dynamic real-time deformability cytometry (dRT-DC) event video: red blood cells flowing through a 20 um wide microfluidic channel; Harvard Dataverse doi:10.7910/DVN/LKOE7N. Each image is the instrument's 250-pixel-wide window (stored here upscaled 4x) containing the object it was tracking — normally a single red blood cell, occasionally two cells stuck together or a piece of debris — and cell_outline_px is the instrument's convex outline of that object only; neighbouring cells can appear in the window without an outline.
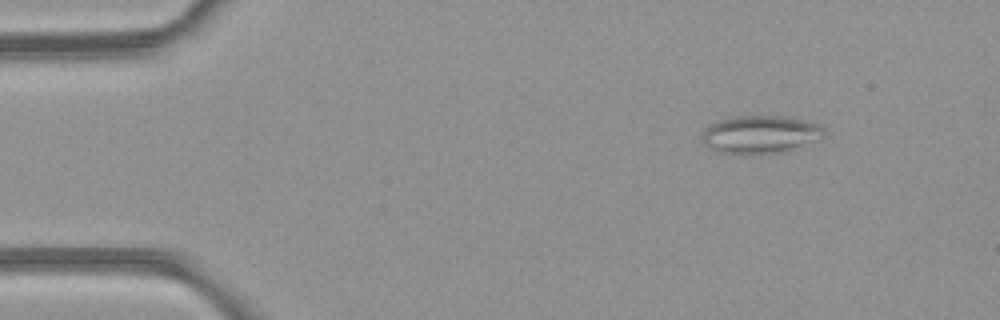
{"species": "common noctule bat (a hibernating species)", "species_latin": "Nyctalus noctula", "temperature_condition": "room temperature", "stored_images_in_passage": 5, "camera_frame_rate_fps": 3000, "um_per_image_px": 0.085, "animal": {"sex": "female", "body_mass_g": 21.9}, "frame": {"image": 1, "passage_image": 2, "time_ms": 1.0, "image_size_px": [1000, 320], "cell_outline_px": [[824, 132], [800, 144], [776, 152], [720, 152], [712, 148], [704, 140], [704, 128], [720, 120], [736, 116], [788, 116], [808, 120], [820, 124], [824, 128]], "centroid_in_image_um": [64.59, 11.35], "position_along_channel_um": 20.4, "area_um2": 25.26}}